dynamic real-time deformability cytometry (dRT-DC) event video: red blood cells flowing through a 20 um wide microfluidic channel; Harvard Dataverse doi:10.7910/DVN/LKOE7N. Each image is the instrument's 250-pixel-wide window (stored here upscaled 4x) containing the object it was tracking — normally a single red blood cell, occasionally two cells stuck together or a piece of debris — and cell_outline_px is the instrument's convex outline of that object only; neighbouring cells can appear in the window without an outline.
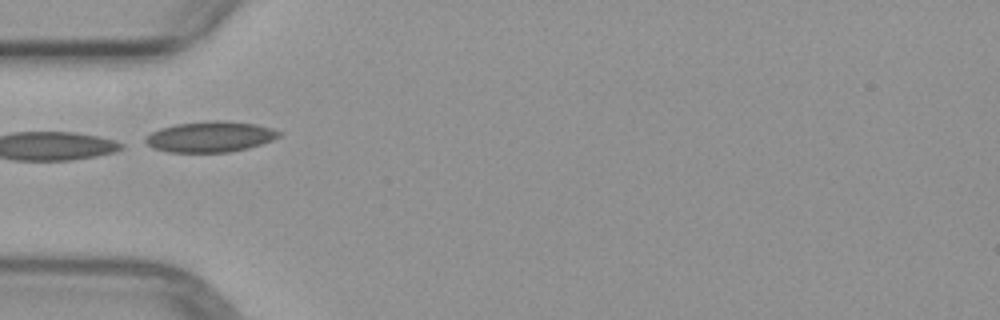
{"species": "common noctule bat (a hibernating species)", "species_latin": "Nyctalus noctula", "temperature_condition": "warm", "stored_images_in_passage": 4, "camera_frame_rate_fps": 3000, "um_per_image_px": 0.085, "animal": {"sex": "female", "body_mass_g": 29.2, "forearm_length_mm": 56.3}, "frame": {"image": 1, "passage_image": 4, "time_ms": 3.667, "image_size_px": [1000, 320], "cell_outline_px": [[284, 132], [280, 136], [272, 140], [248, 148], [228, 152], [168, 152], [152, 148], [144, 140], [144, 136], [160, 128], [176, 124], [208, 120], [224, 120], [256, 124], [272, 128]], "centroid_in_image_um": [17.87, 11.61], "position_along_channel_um": 67.1, "area_um2": 24.1}}